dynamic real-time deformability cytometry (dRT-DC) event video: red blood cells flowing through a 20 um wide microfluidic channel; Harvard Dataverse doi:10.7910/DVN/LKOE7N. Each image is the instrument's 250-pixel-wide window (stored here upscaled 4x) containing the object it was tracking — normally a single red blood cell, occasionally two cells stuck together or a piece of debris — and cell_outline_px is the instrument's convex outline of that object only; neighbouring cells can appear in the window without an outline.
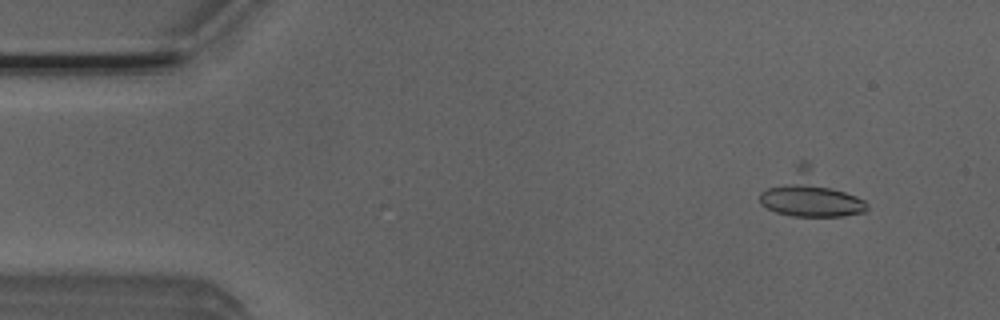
{"species": "Egyptian fruit bat (a non-hibernating species)", "species_latin": "Rousettus aegyptiacus", "temperature_condition": "room temperature", "stored_images_in_passage": 19, "camera_frame_rate_fps": 3000, "um_per_image_px": 0.085, "animal": {"sex": "male"}, "frame": {"image": 1, "passage_image": 4, "time_ms": 1.0, "image_size_px": [1000, 320], "cell_outline_px": [[868, 208], [864, 212], [844, 216], [792, 216], [776, 212], [760, 204], [760, 192], [800, 160], [804, 160], [864, 200], [868, 204]], "centroid_in_image_um": [68.86, 16.52], "position_along_channel_um": 16.1, "area_um2": 27.57}}
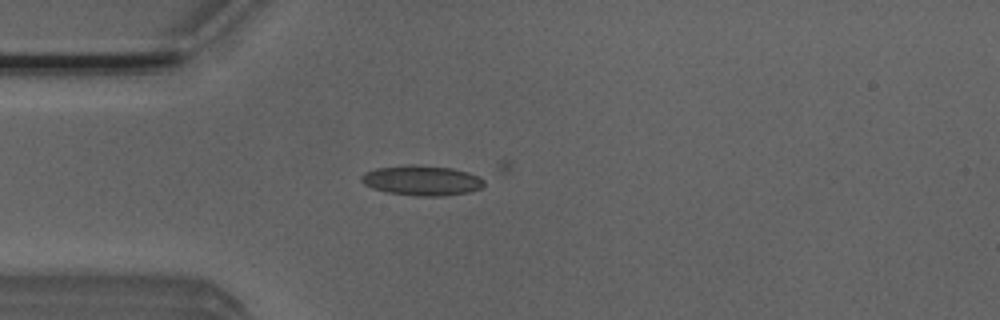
{"frame": {"image": 2, "passage_image": 13, "time_ms": 4.0, "image_size_px": [1000, 320], "cell_outline_px": [[484, 184], [480, 188], [468, 192], [444, 196], [416, 196], [388, 192], [372, 188], [364, 184], [360, 180], [360, 176], [364, 172], [376, 168], [412, 164], [452, 168], [468, 172], [480, 176], [484, 180]], "centroid_in_image_um": [35.84, 15.33], "position_along_channel_um": 49.2, "area_um2": 21.56}}